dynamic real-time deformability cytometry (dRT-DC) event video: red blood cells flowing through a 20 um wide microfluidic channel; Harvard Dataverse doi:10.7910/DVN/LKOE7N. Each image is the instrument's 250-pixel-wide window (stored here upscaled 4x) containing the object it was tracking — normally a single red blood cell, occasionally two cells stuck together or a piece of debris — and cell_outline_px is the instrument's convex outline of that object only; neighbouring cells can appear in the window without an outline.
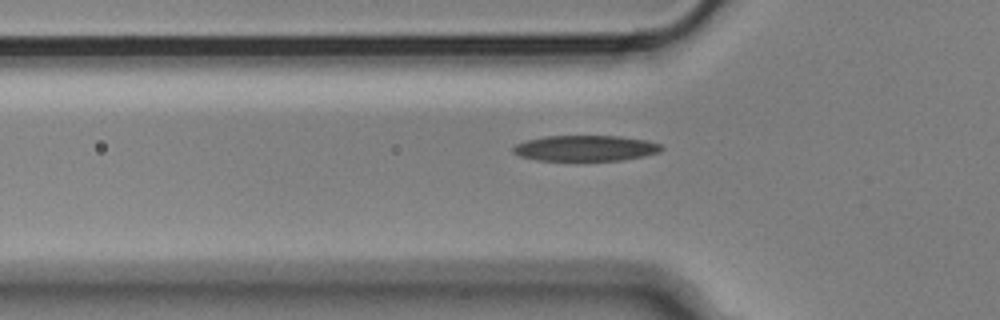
{"species": "Egyptian fruit bat (a non-hibernating species)", "species_latin": "Rousettus aegyptiacus", "temperature_condition": "cold", "stored_images_in_passage": 39, "camera_frame_rate_fps": 3000, "um_per_image_px": 0.085, "animal": {"sex": "male"}, "frame": {"image": 1, "passage_image": 5, "time_ms": 1.333, "image_size_px": [1000, 320], "cell_outline_px": [[664, 148], [660, 152], [644, 156], [624, 160], [536, 160], [520, 156], [512, 152], [512, 148], [516, 144], [528, 140], [544, 136], [620, 136], [648, 140], [660, 144]], "centroid_in_image_um": [49.79, 12.59], "position_along_channel_um": 76.0, "area_um2": 22.25}}
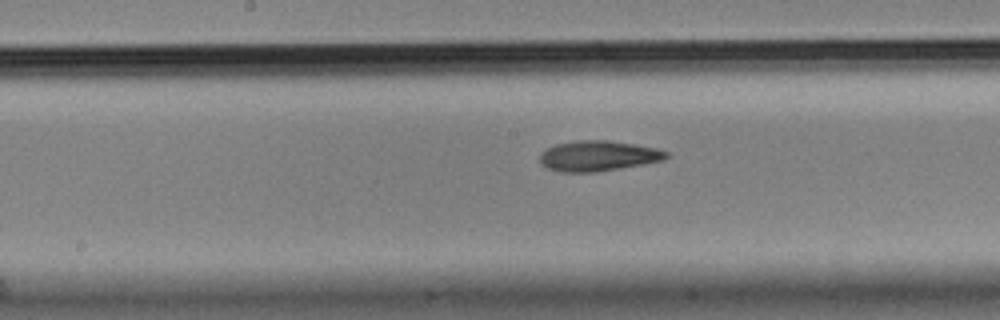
{"frame": {"image": 2, "passage_image": 15, "time_ms": 4.667, "image_size_px": [1000, 320], "cell_outline_px": [[668, 156], [664, 160], [644, 164], [596, 172], [560, 172], [548, 168], [540, 164], [540, 152], [556, 144], [580, 140], [608, 140], [656, 148], [668, 152]], "centroid_in_image_um": [50.82, 13.26], "position_along_channel_um": 197.4, "area_um2": 22.31}}
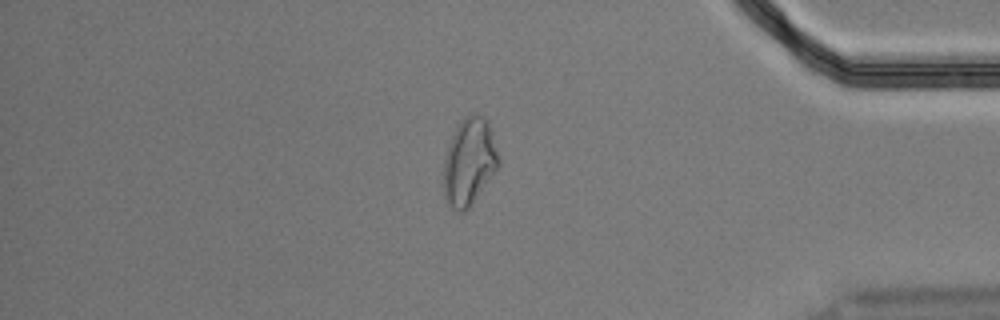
{"frame": {"image": 3, "passage_image": 34, "time_ms": 11.0, "image_size_px": [1000, 320], "cell_outline_px": [[500, 164], [472, 204], [464, 212], [456, 212], [448, 204], [444, 196], [444, 156], [448, 144], [460, 120], [464, 116], [472, 112], [476, 112], [488, 120], [500, 160]], "centroid_in_image_um": [39.88, 13.73], "position_along_channel_um": 395.3, "area_um2": 28.09}, "authors_computed_cell_mechanics": {"area_um2": 22.4264, "velocity_mm_per_s": 3.6081, "shape_relaxation_time_tau1_ms": 7.8338, "shape_relaxation_time_tau2_ms": 5.5033, "deformation_change_tau1": 0.2132, "deformation_change_tau2": 0.1415}}